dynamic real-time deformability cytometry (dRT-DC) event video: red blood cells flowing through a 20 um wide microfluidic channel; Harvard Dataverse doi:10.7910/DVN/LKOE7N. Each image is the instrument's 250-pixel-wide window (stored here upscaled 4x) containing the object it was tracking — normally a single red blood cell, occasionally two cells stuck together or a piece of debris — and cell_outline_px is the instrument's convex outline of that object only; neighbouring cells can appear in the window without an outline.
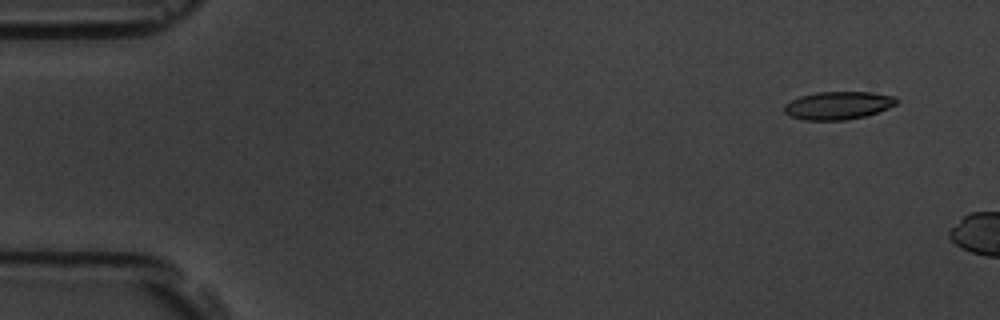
{"species": "common noctule bat (a hibernating species)", "species_latin": "Nyctalus noctula", "temperature_condition": "room temperature", "stored_images_in_passage": 2, "camera_frame_rate_fps": 3000, "um_per_image_px": 0.085, "animal": {"sex": "male", "body_mass_g": 19.5, "forearm_length_mm": 54.6}, "frame": {"image": 1, "passage_image": 1, "time_ms": 0.0, "image_size_px": [1000, 320], "cell_outline_px": [[900, 100], [896, 104], [888, 108], [864, 116], [844, 120], [804, 120], [788, 116], [784, 112], [784, 104], [800, 96], [816, 92], [872, 92], [896, 96]], "centroid_in_image_um": [71.23, 8.95], "position_along_channel_um": 13.8, "area_um2": 18.38}}